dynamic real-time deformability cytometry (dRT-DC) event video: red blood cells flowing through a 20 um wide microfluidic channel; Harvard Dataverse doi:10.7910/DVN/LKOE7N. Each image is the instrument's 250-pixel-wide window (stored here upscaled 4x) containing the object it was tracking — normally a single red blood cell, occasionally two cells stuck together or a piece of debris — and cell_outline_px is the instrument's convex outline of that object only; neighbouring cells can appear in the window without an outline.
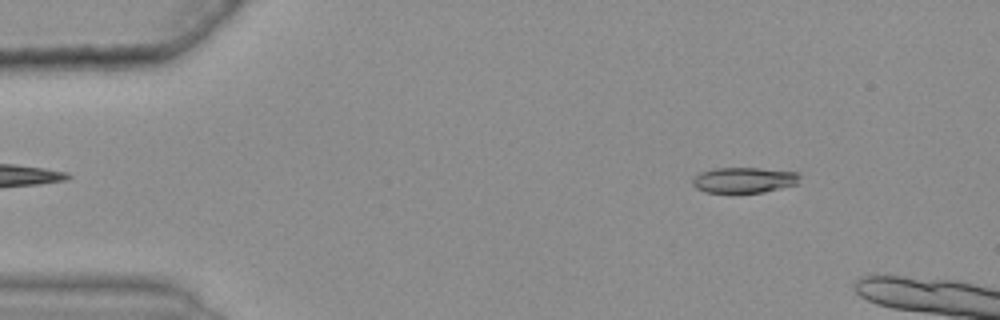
{"species": "common noctule bat (a hibernating species)", "species_latin": "Nyctalus noctula", "temperature_condition": "warm", "stored_images_in_passage": 14, "camera_frame_rate_fps": 3000, "um_per_image_px": 0.085, "animal": {"sex": "female", "body_mass_g": 25.1}, "frame": {"image": 1, "passage_image": 7, "time_ms": 2.0, "image_size_px": [1000, 320], "cell_outline_px": [[800, 176], [796, 184], [764, 192], [704, 192], [696, 188], [692, 184], [692, 180], [700, 172], [712, 168], [760, 168], [796, 172]], "centroid_in_image_um": [63.21, 15.3], "position_along_channel_um": 21.8, "area_um2": 15.84}}